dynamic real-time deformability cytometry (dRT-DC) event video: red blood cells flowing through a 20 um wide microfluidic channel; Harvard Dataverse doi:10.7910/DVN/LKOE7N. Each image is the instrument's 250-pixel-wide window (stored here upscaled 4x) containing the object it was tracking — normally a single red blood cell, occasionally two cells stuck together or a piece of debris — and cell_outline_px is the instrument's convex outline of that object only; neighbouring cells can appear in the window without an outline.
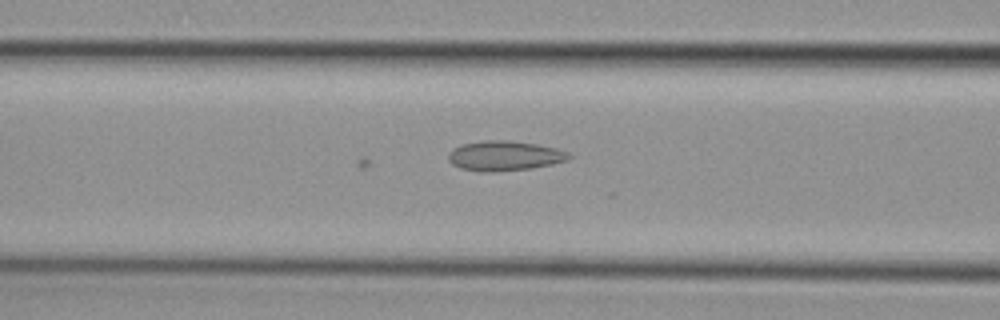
{"species": "common noctule bat (a hibernating species)", "species_latin": "Nyctalus noctula", "temperature_condition": "cold", "stored_images_in_passage": 28, "camera_frame_rate_fps": 3000, "um_per_image_px": 0.085, "animal": {"sex": "female", "body_mass_g": 29.2, "forearm_length_mm": 56.3}, "frame": {"image": 1, "passage_image": 6, "time_ms": 1.667, "image_size_px": [1000, 320], "cell_outline_px": [[572, 156], [568, 160], [552, 164], [532, 168], [492, 172], [480, 172], [460, 168], [452, 164], [448, 160], [448, 156], [452, 148], [464, 144], [484, 140], [508, 140], [536, 144], [556, 148], [568, 152]], "centroid_in_image_um": [42.88, 13.25], "position_along_channel_um": 123.7, "area_um2": 21.04}}
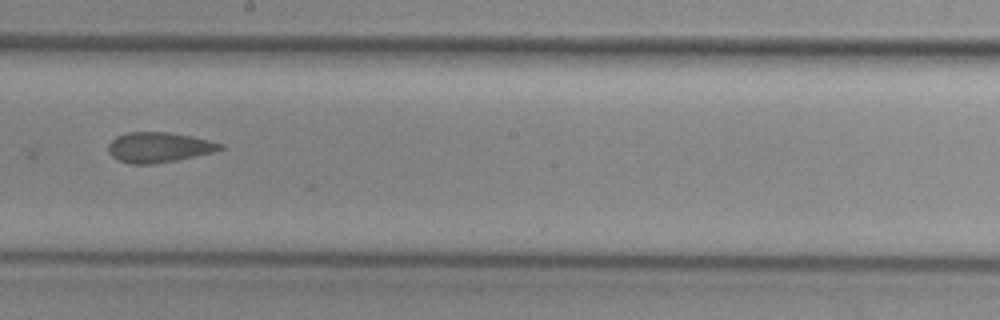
{"frame": {"image": 2, "passage_image": 15, "time_ms": 4.667, "image_size_px": [1000, 320], "cell_outline_px": [[224, 148], [216, 152], [156, 164], [128, 164], [116, 160], [108, 152], [108, 144], [116, 136], [128, 132], [168, 132], [192, 136], [224, 144]], "centroid_in_image_um": [13.5, 12.53], "position_along_channel_um": 234.7, "area_um2": 19.94}}
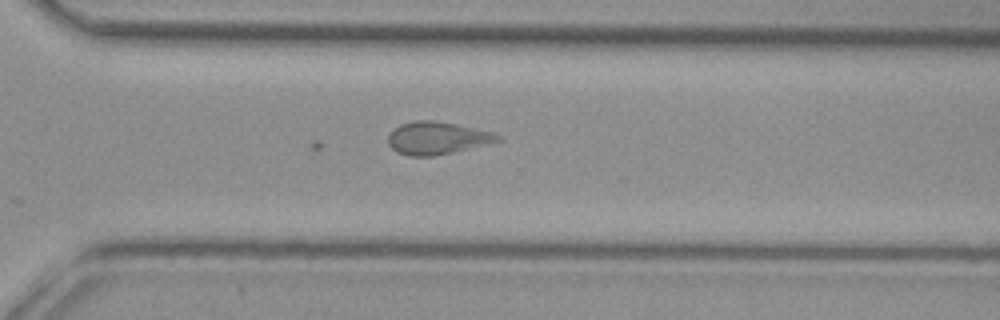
{"frame": {"image": 3, "passage_image": 23, "time_ms": 7.333, "image_size_px": [1000, 320], "cell_outline_px": [[500, 140], [452, 152], [432, 156], [408, 156], [396, 152], [388, 144], [388, 136], [392, 128], [400, 124], [412, 120], [432, 120], [456, 124], [492, 132], [500, 136]], "centroid_in_image_um": [37.06, 11.72], "position_along_channel_um": 333.5, "area_um2": 20.63}}